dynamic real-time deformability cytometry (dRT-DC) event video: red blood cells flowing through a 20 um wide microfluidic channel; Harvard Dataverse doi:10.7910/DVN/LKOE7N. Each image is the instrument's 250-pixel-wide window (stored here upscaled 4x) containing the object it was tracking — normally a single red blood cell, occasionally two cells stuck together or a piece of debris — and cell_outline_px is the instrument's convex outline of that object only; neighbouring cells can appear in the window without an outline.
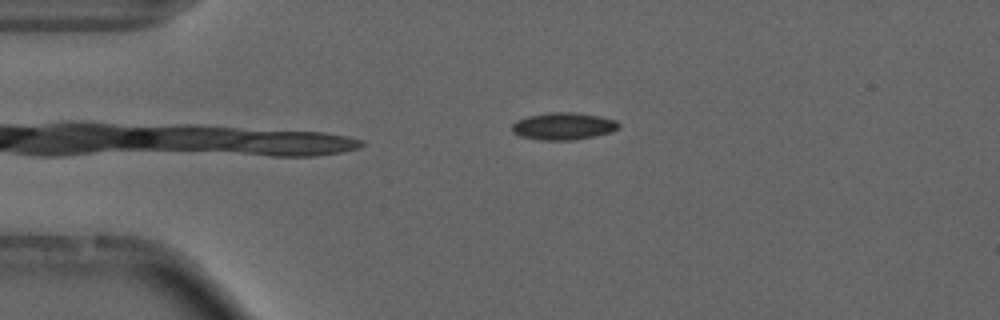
{"species": "common noctule bat (a hibernating species)", "species_latin": "Nyctalus noctula", "temperature_condition": "cold", "stored_images_in_passage": 41, "camera_frame_rate_fps": 3000, "um_per_image_px": 0.085, "animal": {"sex": "male", "forearm_length_mm": 52.5}, "frame": {"image": 1, "passage_image": 1, "time_ms": 0.0, "image_size_px": [1000, 320], "cell_outline_px": [[620, 124], [612, 132], [572, 140], [540, 140], [520, 136], [512, 132], [512, 124], [516, 120], [528, 116], [548, 112], [576, 112], [600, 116], [616, 120]], "centroid_in_image_um": [47.86, 10.71], "position_along_channel_um": 37.1, "area_um2": 16.94}, "authors_computed_cell_mechanics": {"area_um2": 16.1262, "velocity_mm_per_s": 3.7221, "shape_relaxation_time_tau1_ms": null, "shape_relaxation_time_tau2_ms": 4.688, "deformation_change_tau1": null, "deformation_change_tau2": 0.0969}}